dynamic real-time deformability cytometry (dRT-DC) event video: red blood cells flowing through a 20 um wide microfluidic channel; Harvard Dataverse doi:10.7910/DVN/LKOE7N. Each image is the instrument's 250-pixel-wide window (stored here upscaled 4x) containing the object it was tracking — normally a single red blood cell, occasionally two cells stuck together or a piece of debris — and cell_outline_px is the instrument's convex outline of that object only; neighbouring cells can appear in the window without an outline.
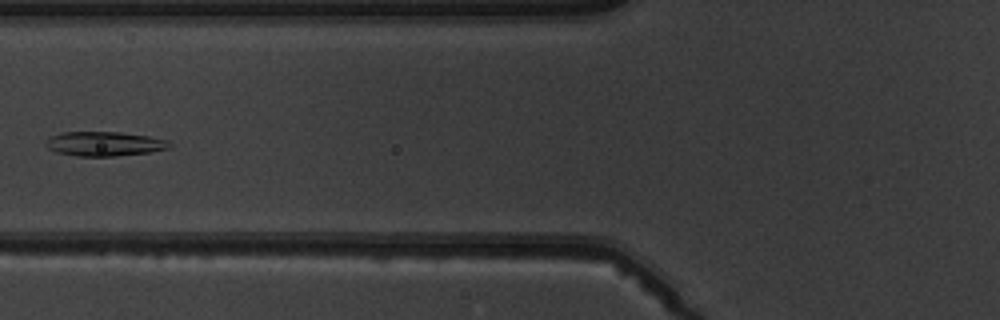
{"species": "common noctule bat (a hibernating species)", "species_latin": "Nyctalus noctula", "temperature_condition": "warm", "stored_images_in_passage": 8, "camera_frame_rate_fps": 3000, "um_per_image_px": 0.085, "animal": {"sex": "male", "body_mass_g": 19.5, "forearm_length_mm": 54.6}, "frame": {"image": 1, "passage_image": 8, "time_ms": 8.0, "image_size_px": [1000, 320], "cell_outline_px": [[172, 148], [152, 152], [116, 156], [76, 156], [56, 152], [48, 148], [44, 144], [52, 136], [64, 132], [120, 132], [148, 136], [168, 140], [172, 144]], "centroid_in_image_um": [8.93, 12.23], "position_along_channel_um": 116.9, "area_um2": 17.69}}